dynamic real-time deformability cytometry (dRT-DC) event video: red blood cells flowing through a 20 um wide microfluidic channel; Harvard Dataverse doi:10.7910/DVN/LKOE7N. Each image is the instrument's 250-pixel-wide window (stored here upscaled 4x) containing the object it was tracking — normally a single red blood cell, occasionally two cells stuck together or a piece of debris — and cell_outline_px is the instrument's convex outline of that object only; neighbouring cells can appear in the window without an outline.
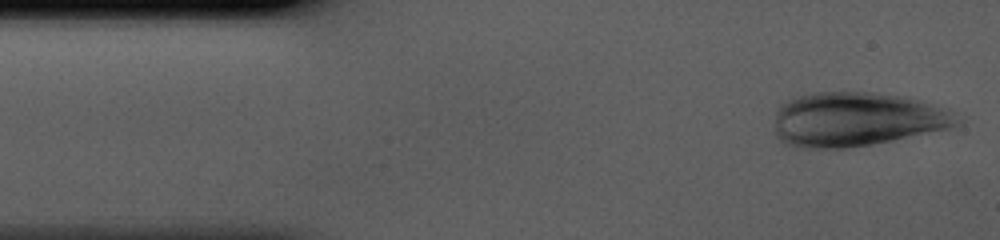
{"species": "human", "species_latin": "Homo sapiens", "temperature_condition": "cold", "stored_images_in_passage": 41, "camera_frame_rate_fps": 3000, "um_per_image_px": 0.085, "donor": {"sex": "male"}, "frame": {"image": 1, "passage_image": 1, "time_ms": 0.0, "image_size_px": [1000, 240], "cell_outline_px": [[964, 120], [960, 124], [952, 128], [872, 144], [848, 148], [792, 148], [784, 144], [776, 136], [776, 108], [784, 100], [816, 92], [872, 92], [908, 96], [948, 108]], "centroid_in_image_um": [72.85, 10.14], "position_along_channel_um": 12.2, "area_um2": 58.61}}
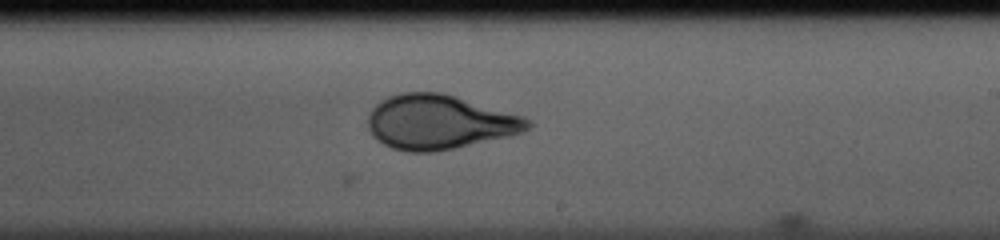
{"frame": {"image": 2, "passage_image": 24, "time_ms": 7.667, "image_size_px": [1000, 240], "cell_outline_px": [[532, 128], [524, 132], [512, 136], [436, 152], [408, 152], [392, 148], [376, 140], [372, 136], [368, 128], [368, 116], [372, 108], [380, 100], [388, 96], [404, 92], [440, 92], [456, 96], [524, 116], [532, 120]], "centroid_in_image_um": [37.37, 10.39], "position_along_channel_um": 251.6, "area_um2": 51.27}}
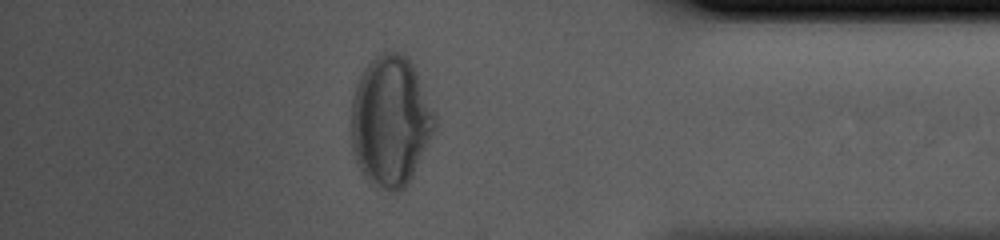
{"frame": {"image": 3, "passage_image": 36, "time_ms": 11.667, "image_size_px": [1000, 240], "cell_outline_px": [[436, 128], [408, 184], [400, 192], [392, 192], [368, 180], [360, 172], [356, 164], [352, 148], [352, 100], [356, 84], [364, 68], [380, 52], [404, 52], [408, 56], [436, 112]], "centroid_in_image_um": [33.21, 10.29], "position_along_channel_um": 402.0, "area_um2": 63.75}}